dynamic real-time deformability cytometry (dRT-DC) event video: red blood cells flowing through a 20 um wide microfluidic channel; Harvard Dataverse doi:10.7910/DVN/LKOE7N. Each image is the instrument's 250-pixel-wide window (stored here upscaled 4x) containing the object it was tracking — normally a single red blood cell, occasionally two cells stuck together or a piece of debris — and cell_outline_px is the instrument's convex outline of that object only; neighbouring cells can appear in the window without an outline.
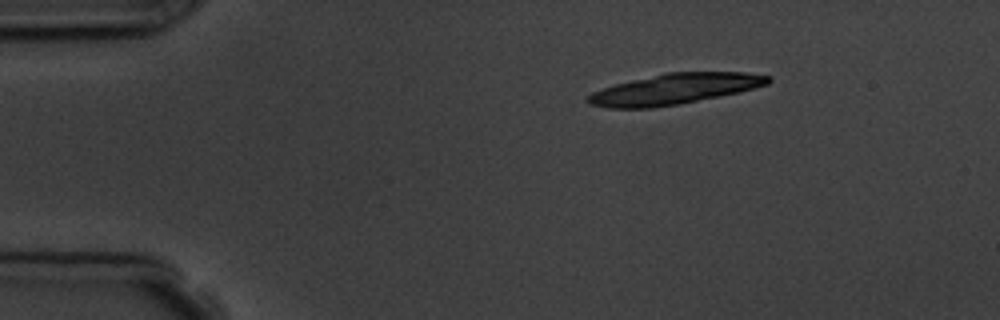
{"species": "common noctule bat (a hibernating species)", "species_latin": "Nyctalus noctula", "temperature_condition": "room temperature", "stored_images_in_passage": 3, "camera_frame_rate_fps": 3000, "um_per_image_px": 0.085, "animal": {"sex": "male", "body_mass_g": 19.5, "forearm_length_mm": 54.6}, "frame": {"image": 1, "passage_image": 1, "time_ms": 0.0, "image_size_px": [1000, 320], "cell_outline_px": [[772, 80], [768, 84], [756, 88], [720, 96], [676, 104], [652, 108], [608, 108], [588, 104], [588, 96], [592, 92], [616, 84], [632, 80], [668, 72], [744, 72], [772, 76]], "centroid_in_image_um": [57.38, 7.56], "position_along_channel_um": 27.6, "area_um2": 31.85}}